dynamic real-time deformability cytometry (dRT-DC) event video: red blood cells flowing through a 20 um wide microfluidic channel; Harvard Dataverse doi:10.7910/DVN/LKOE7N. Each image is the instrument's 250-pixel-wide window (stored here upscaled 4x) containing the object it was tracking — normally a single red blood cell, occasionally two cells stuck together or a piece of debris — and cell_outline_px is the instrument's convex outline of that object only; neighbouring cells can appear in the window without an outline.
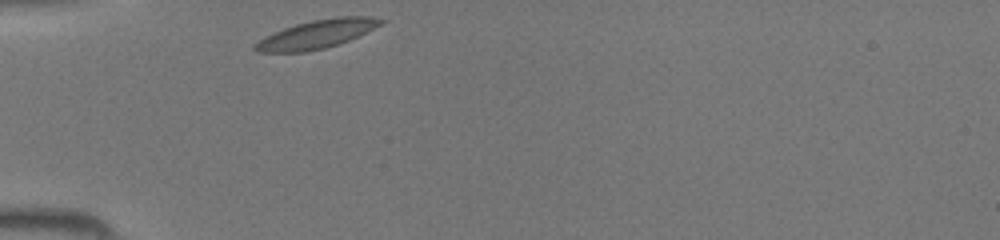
{"species": "common noctule bat (a hibernating species)", "species_latin": "Nyctalus noctula", "temperature_condition": "room temperature", "stored_images_in_passage": 26, "camera_frame_rate_fps": 3000, "um_per_image_px": 0.085, "animal": {"sex": "female", "body_mass_g": 19.5, "forearm_length_mm": 54.1}, "frame": {"image": 1, "passage_image": 1, "time_ms": 0.0, "image_size_px": [1000, 240], "cell_outline_px": [[388, 20], [348, 40], [324, 48], [304, 52], [256, 52], [252, 48], [252, 44], [264, 36], [284, 28], [296, 24], [312, 20], [336, 16], [372, 16]], "centroid_in_image_um": [26.86, 2.9], "position_along_channel_um": 58.1, "area_um2": 20.75}}
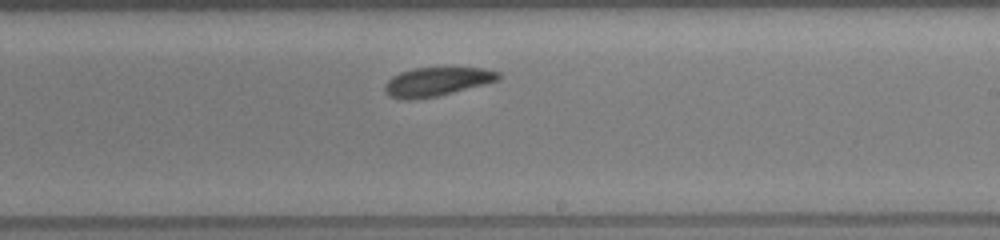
{"frame": {"image": 2, "passage_image": 15, "time_ms": 4.667, "image_size_px": [1000, 240], "cell_outline_px": [[500, 80], [436, 96], [408, 100], [404, 100], [388, 96], [384, 92], [384, 84], [392, 76], [400, 72], [412, 68], [484, 68], [500, 72]], "centroid_in_image_um": [37.09, 6.94], "position_along_channel_um": 251.9, "area_um2": 19.02}}
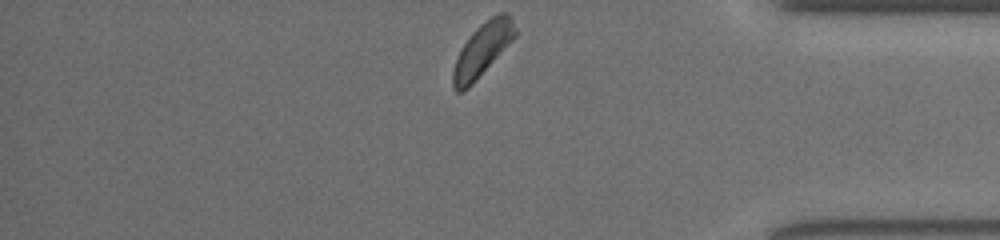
{"frame": {"image": 3, "passage_image": 26, "time_ms": 8.333, "image_size_px": [1000, 240], "cell_outline_px": [[516, 36], [472, 84], [464, 92], [456, 92], [452, 88], [452, 72], [456, 60], [464, 44], [472, 32], [480, 24], [492, 16], [500, 12], [508, 12], [512, 16], [516, 28]], "centroid_in_image_um": [41.01, 4.21], "position_along_channel_um": 394.2, "area_um2": 19.07}}